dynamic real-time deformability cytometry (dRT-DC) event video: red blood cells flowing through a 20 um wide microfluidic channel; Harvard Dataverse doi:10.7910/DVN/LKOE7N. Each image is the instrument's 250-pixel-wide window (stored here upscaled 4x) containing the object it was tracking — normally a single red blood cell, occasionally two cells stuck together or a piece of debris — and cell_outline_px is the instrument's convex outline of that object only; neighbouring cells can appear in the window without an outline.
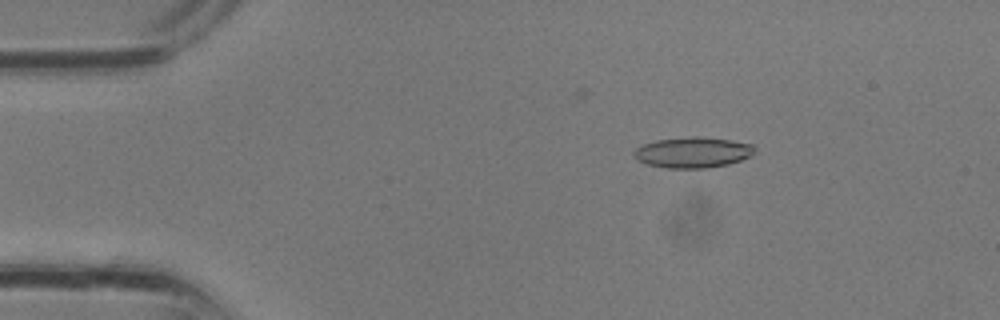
{"species": "common noctule bat (a hibernating species)", "species_latin": "Nyctalus noctula", "temperature_condition": "room temperature", "stored_images_in_passage": 3, "camera_frame_rate_fps": 3000, "um_per_image_px": 0.085, "animal": {"sex": "male", "body_mass_g": 13.3}, "frame": {"image": 1, "passage_image": 2, "time_ms": 0.333, "image_size_px": [1000, 320], "cell_outline_px": [[756, 152], [752, 156], [728, 164], [708, 168], [668, 168], [648, 164], [636, 160], [632, 156], [632, 152], [636, 148], [644, 144], [656, 140], [692, 136], [696, 136], [732, 140], [756, 144]], "centroid_in_image_um": [58.92, 12.95], "position_along_channel_um": 26.1, "area_um2": 21.91}}